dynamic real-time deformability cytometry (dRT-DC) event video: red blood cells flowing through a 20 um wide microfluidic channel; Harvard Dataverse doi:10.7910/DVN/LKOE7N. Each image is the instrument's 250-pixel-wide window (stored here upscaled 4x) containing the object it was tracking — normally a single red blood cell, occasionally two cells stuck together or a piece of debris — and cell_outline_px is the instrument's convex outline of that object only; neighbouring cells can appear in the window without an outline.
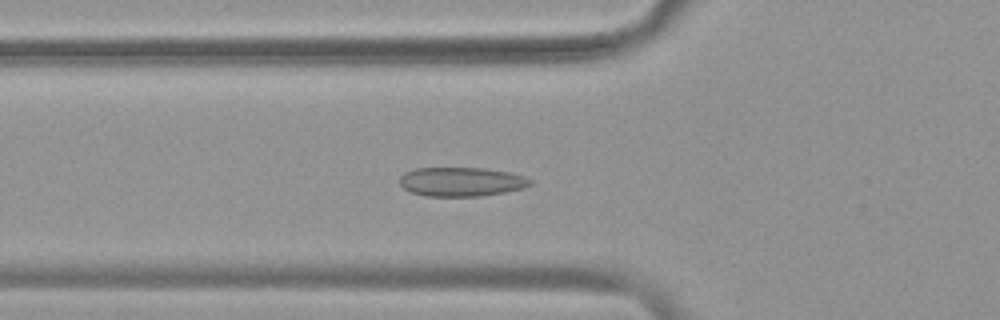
{"species": "common noctule bat (a hibernating species)", "species_latin": "Nyctalus noctula", "temperature_condition": "warm", "stored_images_in_passage": 54, "camera_frame_rate_fps": 3000, "um_per_image_px": 0.085, "animal": {"sex": "female", "body_mass_g": 19.9}, "frame": {"image": 1, "passage_image": 20, "time_ms": 6.333, "image_size_px": [1000, 320], "cell_outline_px": [[532, 184], [524, 188], [504, 192], [480, 196], [424, 196], [412, 192], [404, 188], [400, 184], [400, 176], [404, 172], [416, 168], [484, 168], [512, 172], [524, 176], [532, 180]], "centroid_in_image_um": [39.23, 15.44], "position_along_channel_um": 86.6, "area_um2": 22.25}}
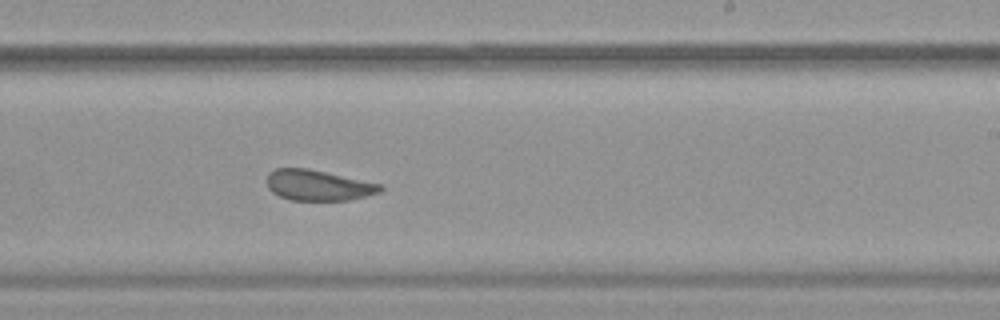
{"frame": {"image": 2, "passage_image": 34, "time_ms": 11.0, "image_size_px": [1000, 320], "cell_outline_px": [[384, 188], [380, 192], [348, 200], [288, 200], [272, 192], [268, 188], [268, 172], [276, 168], [308, 168], [384, 184]], "centroid_in_image_um": [27.06, 15.74], "position_along_channel_um": 261.9, "area_um2": 20.35}}
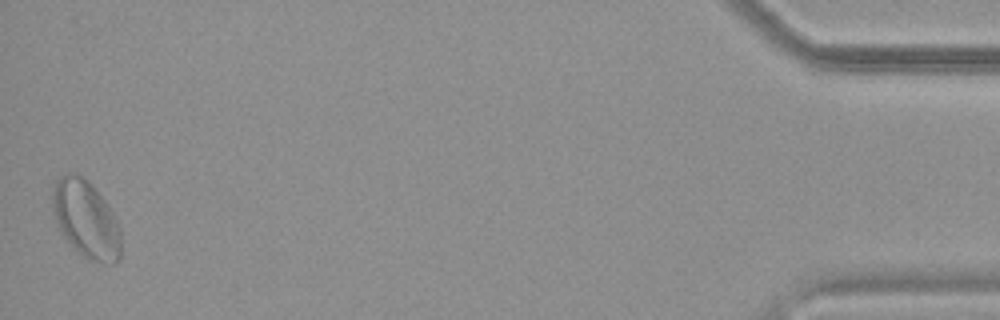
{"frame": {"image": 3, "passage_image": 54, "time_ms": 17.667, "image_size_px": [1000, 320], "cell_outline_px": [[120, 260], [116, 264], [108, 264], [88, 260], [60, 232], [52, 212], [52, 192], [56, 180], [60, 176], [68, 172], [72, 172], [88, 180], [108, 204], [120, 228]], "centroid_in_image_um": [7.31, 18.63], "position_along_channel_um": 427.9, "area_um2": 30.92}, "authors_computed_cell_mechanics": {"area_um2": 22.9466, "velocity_mm_per_s": 3.7566, "shape_relaxation_time_tau1_ms": null, "shape_relaxation_time_tau2_ms": 1.5785, "deformation_change_tau1": null, "deformation_change_tau2": 0.0727}}